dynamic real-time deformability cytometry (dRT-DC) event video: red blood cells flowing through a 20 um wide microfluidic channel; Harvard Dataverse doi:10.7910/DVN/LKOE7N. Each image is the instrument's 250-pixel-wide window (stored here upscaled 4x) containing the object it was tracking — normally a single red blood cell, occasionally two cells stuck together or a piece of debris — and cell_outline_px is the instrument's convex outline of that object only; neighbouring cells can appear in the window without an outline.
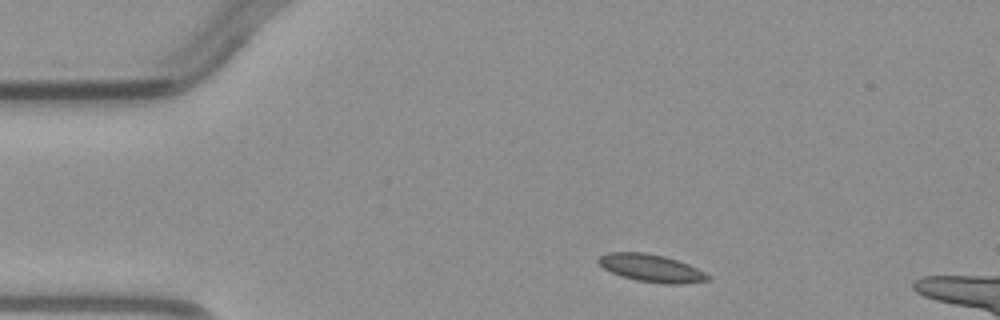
{"species": "common noctule bat (a hibernating species)", "species_latin": "Nyctalus noctula", "temperature_condition": "warm", "stored_images_in_passage": 3, "camera_frame_rate_fps": 3000, "um_per_image_px": 0.085, "animal": {"sex": "male", "body_mass_g": 23.1, "forearm_length_mm": 52.7}, "frame": {"image": 1, "passage_image": 1, "time_ms": 0.0, "image_size_px": [1000, 320], "cell_outline_px": [[712, 280], [680, 284], [664, 284], [636, 280], [620, 276], [604, 268], [596, 260], [600, 256], [608, 252], [644, 252], [664, 256], [688, 264], [712, 276]], "centroid_in_image_um": [55.38, 22.8], "position_along_channel_um": 29.6, "area_um2": 17.63}}